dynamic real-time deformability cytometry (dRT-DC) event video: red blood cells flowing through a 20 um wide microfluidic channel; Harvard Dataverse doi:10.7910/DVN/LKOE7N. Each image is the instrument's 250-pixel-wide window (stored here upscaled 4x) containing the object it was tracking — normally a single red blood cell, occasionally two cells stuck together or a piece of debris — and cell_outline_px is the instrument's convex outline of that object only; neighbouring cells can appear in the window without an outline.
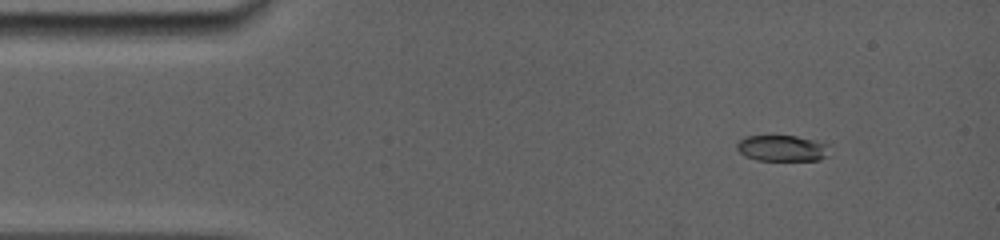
{"species": "common noctule bat (a hibernating species)", "species_latin": "Nyctalus noctula", "temperature_condition": "room temperature", "stored_images_in_passage": 42, "camera_frame_rate_fps": 5000, "um_per_image_px": 0.085, "animal": {"sex": "female", "body_mass_g": 19.0, "forearm_length_mm": 56.7}, "frame": {"image": 1, "passage_image": 4, "time_ms": 0.4, "image_size_px": [1000, 240], "cell_outline_px": [[828, 144], [824, 156], [820, 160], [756, 160], [744, 156], [736, 148], [736, 144], [744, 136], [796, 136]], "centroid_in_image_um": [66.39, 12.6], "position_along_channel_um": 18.6, "area_um2": 13.81}}
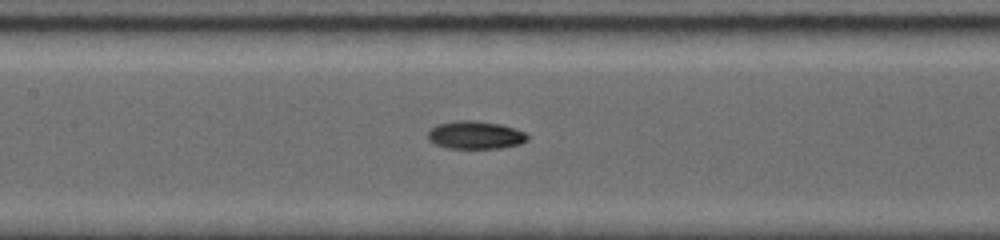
{"frame": {"image": 2, "passage_image": 24, "time_ms": 6.2, "image_size_px": [1000, 240], "cell_outline_px": [[528, 140], [520, 144], [500, 148], [448, 148], [436, 144], [428, 140], [428, 132], [436, 124], [456, 120], [472, 120], [500, 124], [516, 128], [524, 132], [528, 136]], "centroid_in_image_um": [40.41, 11.47], "position_along_channel_um": 167.0, "area_um2": 16.24}}
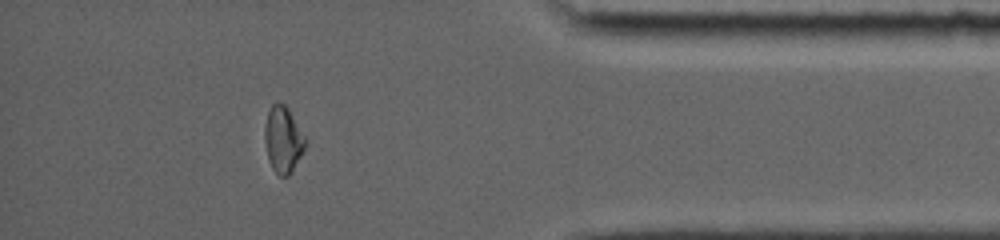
{"frame": {"image": 3, "passage_image": 38, "time_ms": 13.0, "image_size_px": [1000, 240], "cell_outline_px": [[304, 148], [300, 156], [288, 176], [280, 176], [272, 168], [268, 160], [264, 140], [264, 124], [268, 112], [272, 104], [276, 100], [284, 104], [288, 108], [304, 136]], "centroid_in_image_um": [24.01, 11.83], "position_along_channel_um": 411.2, "area_um2": 15.43}, "authors_computed_cell_mechanics": {"area_um2": 15.0569, "velocity_mm_per_s": 3.8733, "shape_relaxation_time_tau1_ms": null, "shape_relaxation_time_tau2_ms": 3.0425, "deformation_change_tau1": null, "deformation_change_tau2": 0.0653}}